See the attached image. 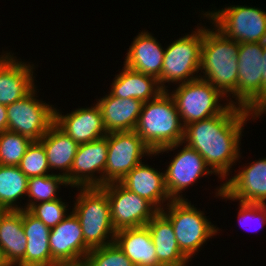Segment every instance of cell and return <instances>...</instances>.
I'll use <instances>...</instances> for the list:
<instances>
[{
    "label": "cell",
    "instance_id": "obj_27",
    "mask_svg": "<svg viewBox=\"0 0 266 266\" xmlns=\"http://www.w3.org/2000/svg\"><path fill=\"white\" fill-rule=\"evenodd\" d=\"M23 230L27 238L24 266H52L49 246L51 228L24 209Z\"/></svg>",
    "mask_w": 266,
    "mask_h": 266
},
{
    "label": "cell",
    "instance_id": "obj_28",
    "mask_svg": "<svg viewBox=\"0 0 266 266\" xmlns=\"http://www.w3.org/2000/svg\"><path fill=\"white\" fill-rule=\"evenodd\" d=\"M28 177L18 166L0 165V207L5 211L24 210L16 201L27 196Z\"/></svg>",
    "mask_w": 266,
    "mask_h": 266
},
{
    "label": "cell",
    "instance_id": "obj_39",
    "mask_svg": "<svg viewBox=\"0 0 266 266\" xmlns=\"http://www.w3.org/2000/svg\"><path fill=\"white\" fill-rule=\"evenodd\" d=\"M5 210L3 208L0 207V216L2 215V213L4 212Z\"/></svg>",
    "mask_w": 266,
    "mask_h": 266
},
{
    "label": "cell",
    "instance_id": "obj_6",
    "mask_svg": "<svg viewBox=\"0 0 266 266\" xmlns=\"http://www.w3.org/2000/svg\"><path fill=\"white\" fill-rule=\"evenodd\" d=\"M178 85L176 90L168 93L175 102L184 127L221 114L234 102L230 98L228 104H220L219 99L225 96L201 77Z\"/></svg>",
    "mask_w": 266,
    "mask_h": 266
},
{
    "label": "cell",
    "instance_id": "obj_24",
    "mask_svg": "<svg viewBox=\"0 0 266 266\" xmlns=\"http://www.w3.org/2000/svg\"><path fill=\"white\" fill-rule=\"evenodd\" d=\"M26 245L23 210L4 211L0 216V248L10 266H24Z\"/></svg>",
    "mask_w": 266,
    "mask_h": 266
},
{
    "label": "cell",
    "instance_id": "obj_16",
    "mask_svg": "<svg viewBox=\"0 0 266 266\" xmlns=\"http://www.w3.org/2000/svg\"><path fill=\"white\" fill-rule=\"evenodd\" d=\"M165 186L172 200H185L182 191L202 176L214 174L204 158L193 148L184 145L164 171ZM181 194V195H180Z\"/></svg>",
    "mask_w": 266,
    "mask_h": 266
},
{
    "label": "cell",
    "instance_id": "obj_33",
    "mask_svg": "<svg viewBox=\"0 0 266 266\" xmlns=\"http://www.w3.org/2000/svg\"><path fill=\"white\" fill-rule=\"evenodd\" d=\"M67 208L65 202L58 198L52 201L39 202L28 211L46 226L53 228L67 216Z\"/></svg>",
    "mask_w": 266,
    "mask_h": 266
},
{
    "label": "cell",
    "instance_id": "obj_32",
    "mask_svg": "<svg viewBox=\"0 0 266 266\" xmlns=\"http://www.w3.org/2000/svg\"><path fill=\"white\" fill-rule=\"evenodd\" d=\"M83 264L85 266H135L115 242L91 249Z\"/></svg>",
    "mask_w": 266,
    "mask_h": 266
},
{
    "label": "cell",
    "instance_id": "obj_26",
    "mask_svg": "<svg viewBox=\"0 0 266 266\" xmlns=\"http://www.w3.org/2000/svg\"><path fill=\"white\" fill-rule=\"evenodd\" d=\"M45 148L50 170H61L69 185V172L79 144L53 123L39 140Z\"/></svg>",
    "mask_w": 266,
    "mask_h": 266
},
{
    "label": "cell",
    "instance_id": "obj_8",
    "mask_svg": "<svg viewBox=\"0 0 266 266\" xmlns=\"http://www.w3.org/2000/svg\"><path fill=\"white\" fill-rule=\"evenodd\" d=\"M203 15L224 36L238 43L266 42V12L262 9L232 5Z\"/></svg>",
    "mask_w": 266,
    "mask_h": 266
},
{
    "label": "cell",
    "instance_id": "obj_34",
    "mask_svg": "<svg viewBox=\"0 0 266 266\" xmlns=\"http://www.w3.org/2000/svg\"><path fill=\"white\" fill-rule=\"evenodd\" d=\"M239 210H238V222L241 227L247 228L248 224L251 221H257L258 227L253 231L261 229L263 224H266V204H256V203H246V202H239ZM250 221V222H249ZM248 222V223H247ZM254 222V223H255ZM249 231H252L249 229Z\"/></svg>",
    "mask_w": 266,
    "mask_h": 266
},
{
    "label": "cell",
    "instance_id": "obj_10",
    "mask_svg": "<svg viewBox=\"0 0 266 266\" xmlns=\"http://www.w3.org/2000/svg\"><path fill=\"white\" fill-rule=\"evenodd\" d=\"M105 137L108 140V155L103 186L120 182L142 162V157L155 155L135 131L110 132Z\"/></svg>",
    "mask_w": 266,
    "mask_h": 266
},
{
    "label": "cell",
    "instance_id": "obj_5",
    "mask_svg": "<svg viewBox=\"0 0 266 266\" xmlns=\"http://www.w3.org/2000/svg\"><path fill=\"white\" fill-rule=\"evenodd\" d=\"M161 211L171 222L181 252L190 260L206 243L216 236L219 228L212 225L204 212L197 210L187 199L172 200Z\"/></svg>",
    "mask_w": 266,
    "mask_h": 266
},
{
    "label": "cell",
    "instance_id": "obj_1",
    "mask_svg": "<svg viewBox=\"0 0 266 266\" xmlns=\"http://www.w3.org/2000/svg\"><path fill=\"white\" fill-rule=\"evenodd\" d=\"M249 116L260 118L250 110L230 104L221 114L186 125L182 142L195 149L214 174L225 179L241 157L240 137Z\"/></svg>",
    "mask_w": 266,
    "mask_h": 266
},
{
    "label": "cell",
    "instance_id": "obj_31",
    "mask_svg": "<svg viewBox=\"0 0 266 266\" xmlns=\"http://www.w3.org/2000/svg\"><path fill=\"white\" fill-rule=\"evenodd\" d=\"M18 167L28 178L50 174L46 151L40 141L31 142Z\"/></svg>",
    "mask_w": 266,
    "mask_h": 266
},
{
    "label": "cell",
    "instance_id": "obj_25",
    "mask_svg": "<svg viewBox=\"0 0 266 266\" xmlns=\"http://www.w3.org/2000/svg\"><path fill=\"white\" fill-rule=\"evenodd\" d=\"M123 71L115 76L111 85L113 96L134 98L143 103L156 99L164 90L155 77L135 71L124 65Z\"/></svg>",
    "mask_w": 266,
    "mask_h": 266
},
{
    "label": "cell",
    "instance_id": "obj_4",
    "mask_svg": "<svg viewBox=\"0 0 266 266\" xmlns=\"http://www.w3.org/2000/svg\"><path fill=\"white\" fill-rule=\"evenodd\" d=\"M79 190L72 211L80 221L85 243L91 249L114 243L116 230L107 193L101 187H78Z\"/></svg>",
    "mask_w": 266,
    "mask_h": 266
},
{
    "label": "cell",
    "instance_id": "obj_21",
    "mask_svg": "<svg viewBox=\"0 0 266 266\" xmlns=\"http://www.w3.org/2000/svg\"><path fill=\"white\" fill-rule=\"evenodd\" d=\"M165 49L161 43L147 31L135 37L129 47L124 65L135 71L155 77L161 76Z\"/></svg>",
    "mask_w": 266,
    "mask_h": 266
},
{
    "label": "cell",
    "instance_id": "obj_14",
    "mask_svg": "<svg viewBox=\"0 0 266 266\" xmlns=\"http://www.w3.org/2000/svg\"><path fill=\"white\" fill-rule=\"evenodd\" d=\"M107 155L108 140L106 137L79 144L69 172V186L76 188L103 186ZM95 172L101 175L97 177Z\"/></svg>",
    "mask_w": 266,
    "mask_h": 266
},
{
    "label": "cell",
    "instance_id": "obj_29",
    "mask_svg": "<svg viewBox=\"0 0 266 266\" xmlns=\"http://www.w3.org/2000/svg\"><path fill=\"white\" fill-rule=\"evenodd\" d=\"M59 185L68 186L61 173L29 178L27 196L31 200H28L29 202L26 203L27 205L24 209L29 210L39 201L47 202L58 199L56 192L60 188Z\"/></svg>",
    "mask_w": 266,
    "mask_h": 266
},
{
    "label": "cell",
    "instance_id": "obj_11",
    "mask_svg": "<svg viewBox=\"0 0 266 266\" xmlns=\"http://www.w3.org/2000/svg\"><path fill=\"white\" fill-rule=\"evenodd\" d=\"M35 89L20 100L6 105L7 130L39 141L54 123V107L38 100Z\"/></svg>",
    "mask_w": 266,
    "mask_h": 266
},
{
    "label": "cell",
    "instance_id": "obj_22",
    "mask_svg": "<svg viewBox=\"0 0 266 266\" xmlns=\"http://www.w3.org/2000/svg\"><path fill=\"white\" fill-rule=\"evenodd\" d=\"M161 266H187L189 260L180 250L170 220L159 211L146 225Z\"/></svg>",
    "mask_w": 266,
    "mask_h": 266
},
{
    "label": "cell",
    "instance_id": "obj_23",
    "mask_svg": "<svg viewBox=\"0 0 266 266\" xmlns=\"http://www.w3.org/2000/svg\"><path fill=\"white\" fill-rule=\"evenodd\" d=\"M114 242L135 266H161L147 226L117 230Z\"/></svg>",
    "mask_w": 266,
    "mask_h": 266
},
{
    "label": "cell",
    "instance_id": "obj_13",
    "mask_svg": "<svg viewBox=\"0 0 266 266\" xmlns=\"http://www.w3.org/2000/svg\"><path fill=\"white\" fill-rule=\"evenodd\" d=\"M49 246L52 266L84 261L91 248L84 241L80 221L73 211L51 228Z\"/></svg>",
    "mask_w": 266,
    "mask_h": 266
},
{
    "label": "cell",
    "instance_id": "obj_20",
    "mask_svg": "<svg viewBox=\"0 0 266 266\" xmlns=\"http://www.w3.org/2000/svg\"><path fill=\"white\" fill-rule=\"evenodd\" d=\"M103 124L107 133L134 131L143 107V102L134 98H119L111 93L98 99Z\"/></svg>",
    "mask_w": 266,
    "mask_h": 266
},
{
    "label": "cell",
    "instance_id": "obj_7",
    "mask_svg": "<svg viewBox=\"0 0 266 266\" xmlns=\"http://www.w3.org/2000/svg\"><path fill=\"white\" fill-rule=\"evenodd\" d=\"M202 42L203 26H198L196 31L185 34L165 49L161 76L158 79L164 91L168 90L164 83L181 84L201 77L194 74L200 70Z\"/></svg>",
    "mask_w": 266,
    "mask_h": 266
},
{
    "label": "cell",
    "instance_id": "obj_19",
    "mask_svg": "<svg viewBox=\"0 0 266 266\" xmlns=\"http://www.w3.org/2000/svg\"><path fill=\"white\" fill-rule=\"evenodd\" d=\"M120 183L141 198L150 202L158 211L163 210V203L172 201L166 186L164 173L143 162L135 166ZM163 204V205H162Z\"/></svg>",
    "mask_w": 266,
    "mask_h": 266
},
{
    "label": "cell",
    "instance_id": "obj_17",
    "mask_svg": "<svg viewBox=\"0 0 266 266\" xmlns=\"http://www.w3.org/2000/svg\"><path fill=\"white\" fill-rule=\"evenodd\" d=\"M54 123L78 144L101 139L107 135L102 113L97 103L62 115L54 108Z\"/></svg>",
    "mask_w": 266,
    "mask_h": 266
},
{
    "label": "cell",
    "instance_id": "obj_18",
    "mask_svg": "<svg viewBox=\"0 0 266 266\" xmlns=\"http://www.w3.org/2000/svg\"><path fill=\"white\" fill-rule=\"evenodd\" d=\"M0 55V104L9 105L28 95L34 88L33 64Z\"/></svg>",
    "mask_w": 266,
    "mask_h": 266
},
{
    "label": "cell",
    "instance_id": "obj_15",
    "mask_svg": "<svg viewBox=\"0 0 266 266\" xmlns=\"http://www.w3.org/2000/svg\"><path fill=\"white\" fill-rule=\"evenodd\" d=\"M255 161L223 182L216 189V196L239 202L266 204V158Z\"/></svg>",
    "mask_w": 266,
    "mask_h": 266
},
{
    "label": "cell",
    "instance_id": "obj_37",
    "mask_svg": "<svg viewBox=\"0 0 266 266\" xmlns=\"http://www.w3.org/2000/svg\"><path fill=\"white\" fill-rule=\"evenodd\" d=\"M0 266H10L4 258L1 248H0Z\"/></svg>",
    "mask_w": 266,
    "mask_h": 266
},
{
    "label": "cell",
    "instance_id": "obj_3",
    "mask_svg": "<svg viewBox=\"0 0 266 266\" xmlns=\"http://www.w3.org/2000/svg\"><path fill=\"white\" fill-rule=\"evenodd\" d=\"M239 45L215 27L203 28L200 70L205 76L201 78L225 96L231 97L229 94L237 90Z\"/></svg>",
    "mask_w": 266,
    "mask_h": 266
},
{
    "label": "cell",
    "instance_id": "obj_36",
    "mask_svg": "<svg viewBox=\"0 0 266 266\" xmlns=\"http://www.w3.org/2000/svg\"><path fill=\"white\" fill-rule=\"evenodd\" d=\"M8 119L6 105L0 104V133L7 130Z\"/></svg>",
    "mask_w": 266,
    "mask_h": 266
},
{
    "label": "cell",
    "instance_id": "obj_2",
    "mask_svg": "<svg viewBox=\"0 0 266 266\" xmlns=\"http://www.w3.org/2000/svg\"><path fill=\"white\" fill-rule=\"evenodd\" d=\"M134 131L155 155L183 145L184 126L168 90L156 99L143 103Z\"/></svg>",
    "mask_w": 266,
    "mask_h": 266
},
{
    "label": "cell",
    "instance_id": "obj_30",
    "mask_svg": "<svg viewBox=\"0 0 266 266\" xmlns=\"http://www.w3.org/2000/svg\"><path fill=\"white\" fill-rule=\"evenodd\" d=\"M32 140L12 131L0 133V165L18 166Z\"/></svg>",
    "mask_w": 266,
    "mask_h": 266
},
{
    "label": "cell",
    "instance_id": "obj_12",
    "mask_svg": "<svg viewBox=\"0 0 266 266\" xmlns=\"http://www.w3.org/2000/svg\"><path fill=\"white\" fill-rule=\"evenodd\" d=\"M101 188L107 193L113 228L146 226L159 212L150 202L125 188L120 182L108 183Z\"/></svg>",
    "mask_w": 266,
    "mask_h": 266
},
{
    "label": "cell",
    "instance_id": "obj_9",
    "mask_svg": "<svg viewBox=\"0 0 266 266\" xmlns=\"http://www.w3.org/2000/svg\"><path fill=\"white\" fill-rule=\"evenodd\" d=\"M263 49L264 43H240L237 55V90L232 94V98L237 100L233 105L250 110L259 116L262 115Z\"/></svg>",
    "mask_w": 266,
    "mask_h": 266
},
{
    "label": "cell",
    "instance_id": "obj_38",
    "mask_svg": "<svg viewBox=\"0 0 266 266\" xmlns=\"http://www.w3.org/2000/svg\"><path fill=\"white\" fill-rule=\"evenodd\" d=\"M53 266H85V265L82 262V263H78V264H56Z\"/></svg>",
    "mask_w": 266,
    "mask_h": 266
},
{
    "label": "cell",
    "instance_id": "obj_35",
    "mask_svg": "<svg viewBox=\"0 0 266 266\" xmlns=\"http://www.w3.org/2000/svg\"><path fill=\"white\" fill-rule=\"evenodd\" d=\"M262 114L266 112V42L262 56Z\"/></svg>",
    "mask_w": 266,
    "mask_h": 266
}]
</instances>
